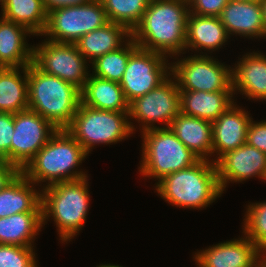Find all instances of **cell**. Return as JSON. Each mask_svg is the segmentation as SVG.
<instances>
[{
  "label": "cell",
  "mask_w": 266,
  "mask_h": 267,
  "mask_svg": "<svg viewBox=\"0 0 266 267\" xmlns=\"http://www.w3.org/2000/svg\"><path fill=\"white\" fill-rule=\"evenodd\" d=\"M188 14V0H150L131 38L141 49L165 57L181 55L186 46Z\"/></svg>",
  "instance_id": "cell-1"
},
{
  "label": "cell",
  "mask_w": 266,
  "mask_h": 267,
  "mask_svg": "<svg viewBox=\"0 0 266 267\" xmlns=\"http://www.w3.org/2000/svg\"><path fill=\"white\" fill-rule=\"evenodd\" d=\"M28 109L47 119L56 129H66L81 102L73 84L46 74L33 62L27 66Z\"/></svg>",
  "instance_id": "cell-2"
},
{
  "label": "cell",
  "mask_w": 266,
  "mask_h": 267,
  "mask_svg": "<svg viewBox=\"0 0 266 267\" xmlns=\"http://www.w3.org/2000/svg\"><path fill=\"white\" fill-rule=\"evenodd\" d=\"M87 155L65 129H59L21 172L35 185L46 182V186H49L81 179L88 175L82 170L77 171L75 167L81 165Z\"/></svg>",
  "instance_id": "cell-3"
},
{
  "label": "cell",
  "mask_w": 266,
  "mask_h": 267,
  "mask_svg": "<svg viewBox=\"0 0 266 267\" xmlns=\"http://www.w3.org/2000/svg\"><path fill=\"white\" fill-rule=\"evenodd\" d=\"M155 188L171 205L187 209L205 208L224 193L213 160H199L189 168L173 172L158 181Z\"/></svg>",
  "instance_id": "cell-4"
},
{
  "label": "cell",
  "mask_w": 266,
  "mask_h": 267,
  "mask_svg": "<svg viewBox=\"0 0 266 267\" xmlns=\"http://www.w3.org/2000/svg\"><path fill=\"white\" fill-rule=\"evenodd\" d=\"M88 177L44 186L42 224L52 216L63 242L71 241L85 224L89 207Z\"/></svg>",
  "instance_id": "cell-5"
},
{
  "label": "cell",
  "mask_w": 266,
  "mask_h": 267,
  "mask_svg": "<svg viewBox=\"0 0 266 267\" xmlns=\"http://www.w3.org/2000/svg\"><path fill=\"white\" fill-rule=\"evenodd\" d=\"M142 133L140 174L160 181L165 176L193 166L200 159L170 128H155Z\"/></svg>",
  "instance_id": "cell-6"
},
{
  "label": "cell",
  "mask_w": 266,
  "mask_h": 267,
  "mask_svg": "<svg viewBox=\"0 0 266 267\" xmlns=\"http://www.w3.org/2000/svg\"><path fill=\"white\" fill-rule=\"evenodd\" d=\"M129 119V112L97 110L80 102L65 130L89 154L97 144L117 143L128 138L135 131Z\"/></svg>",
  "instance_id": "cell-7"
},
{
  "label": "cell",
  "mask_w": 266,
  "mask_h": 267,
  "mask_svg": "<svg viewBox=\"0 0 266 267\" xmlns=\"http://www.w3.org/2000/svg\"><path fill=\"white\" fill-rule=\"evenodd\" d=\"M110 21L100 0L65 6L48 11L45 31L40 36L58 43L75 44L83 35Z\"/></svg>",
  "instance_id": "cell-8"
},
{
  "label": "cell",
  "mask_w": 266,
  "mask_h": 267,
  "mask_svg": "<svg viewBox=\"0 0 266 267\" xmlns=\"http://www.w3.org/2000/svg\"><path fill=\"white\" fill-rule=\"evenodd\" d=\"M228 67L204 53L178 59L170 71L180 91H233L232 67Z\"/></svg>",
  "instance_id": "cell-9"
},
{
  "label": "cell",
  "mask_w": 266,
  "mask_h": 267,
  "mask_svg": "<svg viewBox=\"0 0 266 267\" xmlns=\"http://www.w3.org/2000/svg\"><path fill=\"white\" fill-rule=\"evenodd\" d=\"M33 63L46 74L73 84L80 91L88 80V62L75 44L58 43L46 39L34 46Z\"/></svg>",
  "instance_id": "cell-10"
},
{
  "label": "cell",
  "mask_w": 266,
  "mask_h": 267,
  "mask_svg": "<svg viewBox=\"0 0 266 267\" xmlns=\"http://www.w3.org/2000/svg\"><path fill=\"white\" fill-rule=\"evenodd\" d=\"M179 113L180 89L173 76H169L158 87L129 103V117L143 124L141 132L155 128H169ZM156 121L163 122L165 127L155 126Z\"/></svg>",
  "instance_id": "cell-11"
},
{
  "label": "cell",
  "mask_w": 266,
  "mask_h": 267,
  "mask_svg": "<svg viewBox=\"0 0 266 267\" xmlns=\"http://www.w3.org/2000/svg\"><path fill=\"white\" fill-rule=\"evenodd\" d=\"M160 53L137 48L128 59L120 81L127 101L149 93L171 75V65Z\"/></svg>",
  "instance_id": "cell-12"
},
{
  "label": "cell",
  "mask_w": 266,
  "mask_h": 267,
  "mask_svg": "<svg viewBox=\"0 0 266 267\" xmlns=\"http://www.w3.org/2000/svg\"><path fill=\"white\" fill-rule=\"evenodd\" d=\"M57 130L47 119L30 109L14 113L11 164L22 171Z\"/></svg>",
  "instance_id": "cell-13"
},
{
  "label": "cell",
  "mask_w": 266,
  "mask_h": 267,
  "mask_svg": "<svg viewBox=\"0 0 266 267\" xmlns=\"http://www.w3.org/2000/svg\"><path fill=\"white\" fill-rule=\"evenodd\" d=\"M215 163L222 192L227 183L242 182L251 177L264 180L266 174V154L247 143L226 152Z\"/></svg>",
  "instance_id": "cell-14"
},
{
  "label": "cell",
  "mask_w": 266,
  "mask_h": 267,
  "mask_svg": "<svg viewBox=\"0 0 266 267\" xmlns=\"http://www.w3.org/2000/svg\"><path fill=\"white\" fill-rule=\"evenodd\" d=\"M260 253L255 244L244 236L198 251L193 258L198 267H255L262 260Z\"/></svg>",
  "instance_id": "cell-15"
},
{
  "label": "cell",
  "mask_w": 266,
  "mask_h": 267,
  "mask_svg": "<svg viewBox=\"0 0 266 267\" xmlns=\"http://www.w3.org/2000/svg\"><path fill=\"white\" fill-rule=\"evenodd\" d=\"M234 103L212 122V155L216 152V162L222 155L235 150L247 141V130L252 118Z\"/></svg>",
  "instance_id": "cell-16"
},
{
  "label": "cell",
  "mask_w": 266,
  "mask_h": 267,
  "mask_svg": "<svg viewBox=\"0 0 266 267\" xmlns=\"http://www.w3.org/2000/svg\"><path fill=\"white\" fill-rule=\"evenodd\" d=\"M233 93L240 92L248 100L266 101V56L252 52L244 55L231 69Z\"/></svg>",
  "instance_id": "cell-17"
},
{
  "label": "cell",
  "mask_w": 266,
  "mask_h": 267,
  "mask_svg": "<svg viewBox=\"0 0 266 267\" xmlns=\"http://www.w3.org/2000/svg\"><path fill=\"white\" fill-rule=\"evenodd\" d=\"M228 35L265 39L262 6L260 1H230L219 15ZM235 33V34H233Z\"/></svg>",
  "instance_id": "cell-18"
},
{
  "label": "cell",
  "mask_w": 266,
  "mask_h": 267,
  "mask_svg": "<svg viewBox=\"0 0 266 267\" xmlns=\"http://www.w3.org/2000/svg\"><path fill=\"white\" fill-rule=\"evenodd\" d=\"M27 27L0 18V64L2 67H27L33 62L34 46L26 42ZM27 43V44H26Z\"/></svg>",
  "instance_id": "cell-19"
},
{
  "label": "cell",
  "mask_w": 266,
  "mask_h": 267,
  "mask_svg": "<svg viewBox=\"0 0 266 267\" xmlns=\"http://www.w3.org/2000/svg\"><path fill=\"white\" fill-rule=\"evenodd\" d=\"M169 128L200 160L209 161L213 146L212 122L180 112Z\"/></svg>",
  "instance_id": "cell-20"
},
{
  "label": "cell",
  "mask_w": 266,
  "mask_h": 267,
  "mask_svg": "<svg viewBox=\"0 0 266 267\" xmlns=\"http://www.w3.org/2000/svg\"><path fill=\"white\" fill-rule=\"evenodd\" d=\"M233 91H180L182 114L214 122L234 104Z\"/></svg>",
  "instance_id": "cell-21"
},
{
  "label": "cell",
  "mask_w": 266,
  "mask_h": 267,
  "mask_svg": "<svg viewBox=\"0 0 266 267\" xmlns=\"http://www.w3.org/2000/svg\"><path fill=\"white\" fill-rule=\"evenodd\" d=\"M20 172L0 191V218L22 212H42L41 192Z\"/></svg>",
  "instance_id": "cell-22"
},
{
  "label": "cell",
  "mask_w": 266,
  "mask_h": 267,
  "mask_svg": "<svg viewBox=\"0 0 266 267\" xmlns=\"http://www.w3.org/2000/svg\"><path fill=\"white\" fill-rule=\"evenodd\" d=\"M229 39L219 17L200 16L189 13L186 25V46L190 50L216 51Z\"/></svg>",
  "instance_id": "cell-23"
},
{
  "label": "cell",
  "mask_w": 266,
  "mask_h": 267,
  "mask_svg": "<svg viewBox=\"0 0 266 267\" xmlns=\"http://www.w3.org/2000/svg\"><path fill=\"white\" fill-rule=\"evenodd\" d=\"M81 103L97 110L129 112V102L120 83L91 74L81 90Z\"/></svg>",
  "instance_id": "cell-24"
},
{
  "label": "cell",
  "mask_w": 266,
  "mask_h": 267,
  "mask_svg": "<svg viewBox=\"0 0 266 267\" xmlns=\"http://www.w3.org/2000/svg\"><path fill=\"white\" fill-rule=\"evenodd\" d=\"M124 36L131 37V32L123 25L109 22L101 28L83 35L76 43L78 51L90 63L108 52L124 46ZM123 43V44H122Z\"/></svg>",
  "instance_id": "cell-25"
},
{
  "label": "cell",
  "mask_w": 266,
  "mask_h": 267,
  "mask_svg": "<svg viewBox=\"0 0 266 267\" xmlns=\"http://www.w3.org/2000/svg\"><path fill=\"white\" fill-rule=\"evenodd\" d=\"M42 212H22L0 218V244L34 247L42 228Z\"/></svg>",
  "instance_id": "cell-26"
},
{
  "label": "cell",
  "mask_w": 266,
  "mask_h": 267,
  "mask_svg": "<svg viewBox=\"0 0 266 267\" xmlns=\"http://www.w3.org/2000/svg\"><path fill=\"white\" fill-rule=\"evenodd\" d=\"M0 70V112L17 113L28 109L27 67Z\"/></svg>",
  "instance_id": "cell-27"
},
{
  "label": "cell",
  "mask_w": 266,
  "mask_h": 267,
  "mask_svg": "<svg viewBox=\"0 0 266 267\" xmlns=\"http://www.w3.org/2000/svg\"><path fill=\"white\" fill-rule=\"evenodd\" d=\"M1 8V18L27 27L37 36L45 31L48 11L43 0H5Z\"/></svg>",
  "instance_id": "cell-28"
},
{
  "label": "cell",
  "mask_w": 266,
  "mask_h": 267,
  "mask_svg": "<svg viewBox=\"0 0 266 267\" xmlns=\"http://www.w3.org/2000/svg\"><path fill=\"white\" fill-rule=\"evenodd\" d=\"M125 41L124 47L108 52L92 62V75L120 83L126 70L129 56L138 48L131 37Z\"/></svg>",
  "instance_id": "cell-29"
},
{
  "label": "cell",
  "mask_w": 266,
  "mask_h": 267,
  "mask_svg": "<svg viewBox=\"0 0 266 267\" xmlns=\"http://www.w3.org/2000/svg\"><path fill=\"white\" fill-rule=\"evenodd\" d=\"M110 22L130 32L139 24L150 0H100Z\"/></svg>",
  "instance_id": "cell-30"
},
{
  "label": "cell",
  "mask_w": 266,
  "mask_h": 267,
  "mask_svg": "<svg viewBox=\"0 0 266 267\" xmlns=\"http://www.w3.org/2000/svg\"><path fill=\"white\" fill-rule=\"evenodd\" d=\"M243 234L263 252L266 250V201L248 205Z\"/></svg>",
  "instance_id": "cell-31"
},
{
  "label": "cell",
  "mask_w": 266,
  "mask_h": 267,
  "mask_svg": "<svg viewBox=\"0 0 266 267\" xmlns=\"http://www.w3.org/2000/svg\"><path fill=\"white\" fill-rule=\"evenodd\" d=\"M33 247L0 244V267H38Z\"/></svg>",
  "instance_id": "cell-32"
},
{
  "label": "cell",
  "mask_w": 266,
  "mask_h": 267,
  "mask_svg": "<svg viewBox=\"0 0 266 267\" xmlns=\"http://www.w3.org/2000/svg\"><path fill=\"white\" fill-rule=\"evenodd\" d=\"M13 132L14 113L0 112V159L10 164Z\"/></svg>",
  "instance_id": "cell-33"
},
{
  "label": "cell",
  "mask_w": 266,
  "mask_h": 267,
  "mask_svg": "<svg viewBox=\"0 0 266 267\" xmlns=\"http://www.w3.org/2000/svg\"><path fill=\"white\" fill-rule=\"evenodd\" d=\"M189 13L219 17L229 0H188Z\"/></svg>",
  "instance_id": "cell-34"
},
{
  "label": "cell",
  "mask_w": 266,
  "mask_h": 267,
  "mask_svg": "<svg viewBox=\"0 0 266 267\" xmlns=\"http://www.w3.org/2000/svg\"><path fill=\"white\" fill-rule=\"evenodd\" d=\"M246 143L266 154V121H250Z\"/></svg>",
  "instance_id": "cell-35"
},
{
  "label": "cell",
  "mask_w": 266,
  "mask_h": 267,
  "mask_svg": "<svg viewBox=\"0 0 266 267\" xmlns=\"http://www.w3.org/2000/svg\"><path fill=\"white\" fill-rule=\"evenodd\" d=\"M20 172L15 165L0 159V191Z\"/></svg>",
  "instance_id": "cell-36"
},
{
  "label": "cell",
  "mask_w": 266,
  "mask_h": 267,
  "mask_svg": "<svg viewBox=\"0 0 266 267\" xmlns=\"http://www.w3.org/2000/svg\"><path fill=\"white\" fill-rule=\"evenodd\" d=\"M47 11L59 7L81 5L90 2L91 0H43Z\"/></svg>",
  "instance_id": "cell-37"
},
{
  "label": "cell",
  "mask_w": 266,
  "mask_h": 267,
  "mask_svg": "<svg viewBox=\"0 0 266 267\" xmlns=\"http://www.w3.org/2000/svg\"><path fill=\"white\" fill-rule=\"evenodd\" d=\"M262 6V14H263V23L265 27V37H266V0H260Z\"/></svg>",
  "instance_id": "cell-38"
},
{
  "label": "cell",
  "mask_w": 266,
  "mask_h": 267,
  "mask_svg": "<svg viewBox=\"0 0 266 267\" xmlns=\"http://www.w3.org/2000/svg\"><path fill=\"white\" fill-rule=\"evenodd\" d=\"M97 267H122V266H119V265H111V264H102V265H99V266H97Z\"/></svg>",
  "instance_id": "cell-39"
},
{
  "label": "cell",
  "mask_w": 266,
  "mask_h": 267,
  "mask_svg": "<svg viewBox=\"0 0 266 267\" xmlns=\"http://www.w3.org/2000/svg\"><path fill=\"white\" fill-rule=\"evenodd\" d=\"M265 253V254H264ZM262 261L266 264V250H264L263 252H262ZM264 257V258H263Z\"/></svg>",
  "instance_id": "cell-40"
},
{
  "label": "cell",
  "mask_w": 266,
  "mask_h": 267,
  "mask_svg": "<svg viewBox=\"0 0 266 267\" xmlns=\"http://www.w3.org/2000/svg\"><path fill=\"white\" fill-rule=\"evenodd\" d=\"M230 1L253 2V1H260V0H230Z\"/></svg>",
  "instance_id": "cell-41"
},
{
  "label": "cell",
  "mask_w": 266,
  "mask_h": 267,
  "mask_svg": "<svg viewBox=\"0 0 266 267\" xmlns=\"http://www.w3.org/2000/svg\"><path fill=\"white\" fill-rule=\"evenodd\" d=\"M255 267H266V264L261 260Z\"/></svg>",
  "instance_id": "cell-42"
}]
</instances>
